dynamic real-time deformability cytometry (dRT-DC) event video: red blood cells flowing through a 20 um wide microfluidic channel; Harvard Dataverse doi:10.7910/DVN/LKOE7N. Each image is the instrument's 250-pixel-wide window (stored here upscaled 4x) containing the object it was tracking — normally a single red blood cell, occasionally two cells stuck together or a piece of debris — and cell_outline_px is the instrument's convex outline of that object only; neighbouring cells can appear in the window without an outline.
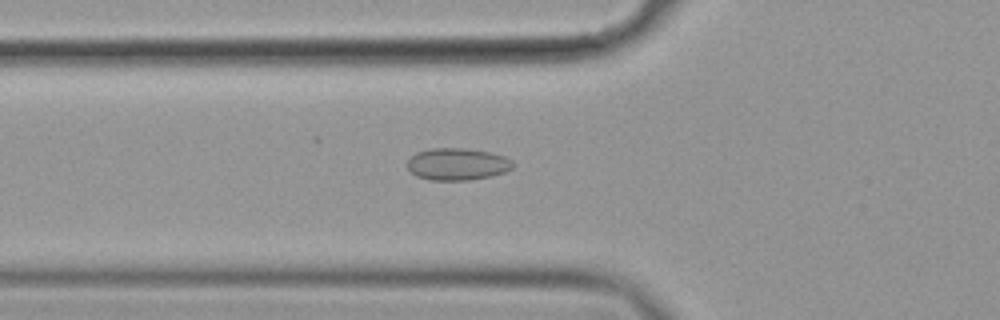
{"species": "common noctule bat (a hibernating species)", "species_latin": "Nyctalus noctula", "temperature_condition": "cold", "stored_images_in_passage": 45, "camera_frame_rate_fps": 3000, "um_per_image_px": 0.085, "animal": {"sex": "female", "body_mass_g": 19.9}, "frame": {"image": 1, "passage_image": 9, "time_ms": 2.667, "image_size_px": [1000, 320], "cell_outline_px": [[516, 164], [512, 168], [504, 172], [488, 176], [468, 180], [432, 180], [416, 176], [408, 168], [408, 160], [416, 152], [428, 148], [464, 148], [488, 152], [504, 156], [512, 160]], "centroid_in_image_um": [38.87, 13.94], "position_along_channel_um": 86.9, "area_um2": 19.65}}
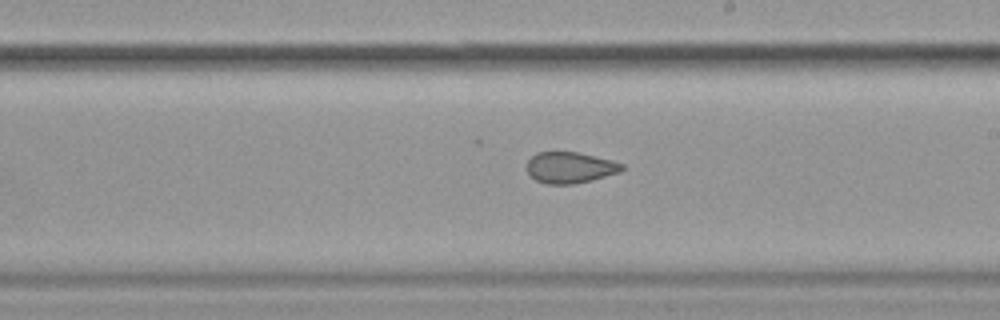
{"frame": {"image": 2, "passage_image": 22, "time_ms": 7.0, "image_size_px": [1000, 320], "cell_outline_px": [[624, 168], [620, 172], [592, 180], [572, 184], [544, 184], [536, 180], [528, 172], [528, 160], [536, 152], [576, 152], [612, 160], [624, 164]], "centroid_in_image_um": [48.47, 14.24], "position_along_channel_um": 240.5, "area_um2": 17.17}}
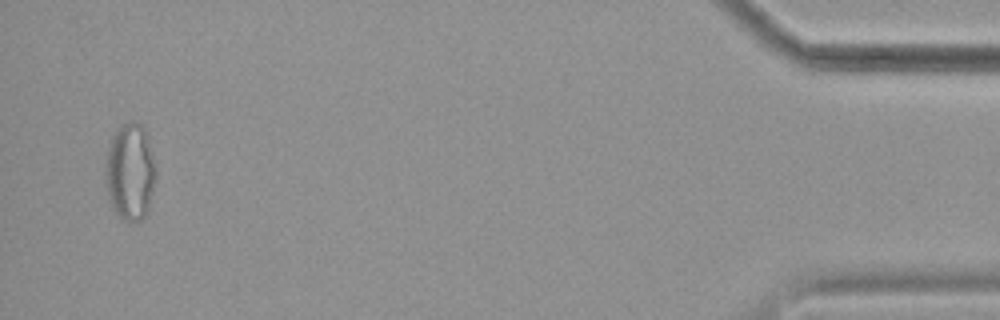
{"frame": {"image": 3, "passage_image": 44, "time_ms": 14.333, "image_size_px": [1000, 320], "cell_outline_px": [[156, 184], [144, 216], [140, 220], [124, 220], [116, 212], [108, 196], [104, 172], [104, 168], [108, 144], [116, 128], [120, 124], [132, 120], [136, 120], [144, 128], [148, 136], [156, 168]], "centroid_in_image_um": [11.06, 14.52], "position_along_channel_um": 424.1, "area_um2": 28.84}, "authors_computed_cell_mechanics": {"area_um2": 19.3052, "velocity_mm_per_s": 3.5339, "shape_relaxation_time_tau1_ms": null, "shape_relaxation_time_tau2_ms": 2.1963, "deformation_change_tau1": null, "deformation_change_tau2": 0.0775}}